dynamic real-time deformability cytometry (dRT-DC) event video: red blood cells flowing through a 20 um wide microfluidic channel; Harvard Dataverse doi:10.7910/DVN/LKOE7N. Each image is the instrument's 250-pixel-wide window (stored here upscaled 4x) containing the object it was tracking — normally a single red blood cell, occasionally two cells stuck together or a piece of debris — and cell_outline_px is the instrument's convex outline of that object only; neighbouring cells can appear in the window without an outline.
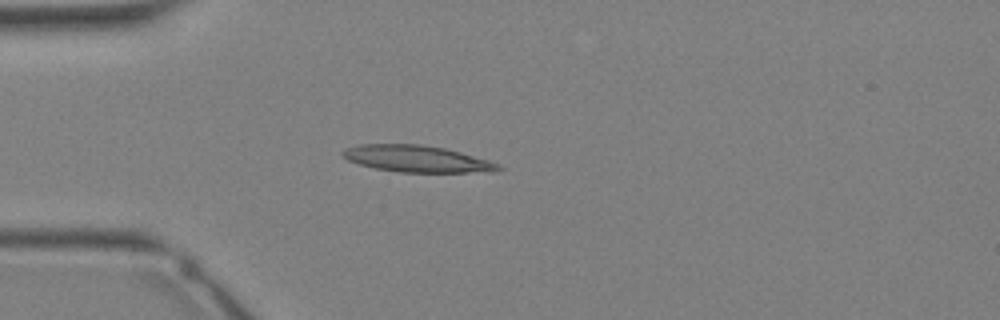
{"species": "Egyptian fruit bat (a non-hibernating species)", "species_latin": "Rousettus aegyptiacus", "temperature_condition": "warm", "stored_images_in_passage": 30, "camera_frame_rate_fps": 3000, "um_per_image_px": 0.085, "animal": {"sex": "female"}, "frame": {"image": 1, "passage_image": 5, "time_ms": 1.333, "image_size_px": [1000, 320], "cell_outline_px": [[504, 168], [496, 172], [396, 172], [376, 168], [360, 164], [348, 160], [340, 156], [340, 152], [344, 148], [360, 144], [420, 144], [444, 148], [460, 152], [488, 160], [500, 164]], "centroid_in_image_um": [35.43, 13.5], "position_along_channel_um": 49.6, "area_um2": 24.33}}
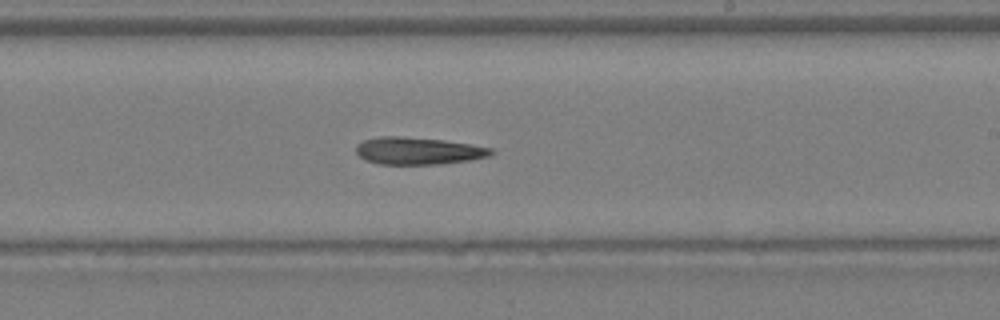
{"frame": {"image": 2, "passage_image": 16, "time_ms": 5.0, "image_size_px": [1000, 320], "cell_outline_px": [[496, 152], [488, 156], [468, 160], [440, 164], [380, 164], [364, 160], [356, 152], [356, 144], [364, 140], [380, 136], [400, 136], [444, 140], [472, 144], [492, 148]], "centroid_in_image_um": [35.54, 12.82], "position_along_channel_um": 253.5, "area_um2": 21.5}}
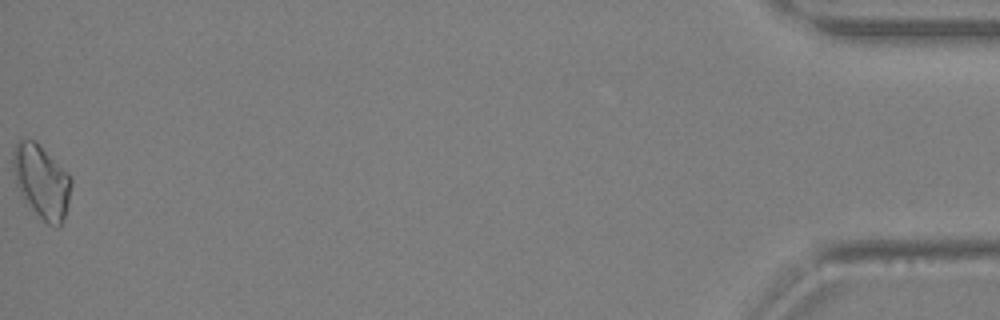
{"frame": {"image": 3, "passage_image": 30, "time_ms": 9.667, "image_size_px": [1000, 320], "cell_outline_px": [[72, 184], [68, 204], [60, 228], [48, 224], [32, 208], [16, 184], [12, 168], [12, 152], [20, 136], [24, 136], [32, 140], [68, 172], [72, 180]], "centroid_in_image_um": [3.53, 15.39], "position_along_channel_um": 431.7, "area_um2": 24.51}}